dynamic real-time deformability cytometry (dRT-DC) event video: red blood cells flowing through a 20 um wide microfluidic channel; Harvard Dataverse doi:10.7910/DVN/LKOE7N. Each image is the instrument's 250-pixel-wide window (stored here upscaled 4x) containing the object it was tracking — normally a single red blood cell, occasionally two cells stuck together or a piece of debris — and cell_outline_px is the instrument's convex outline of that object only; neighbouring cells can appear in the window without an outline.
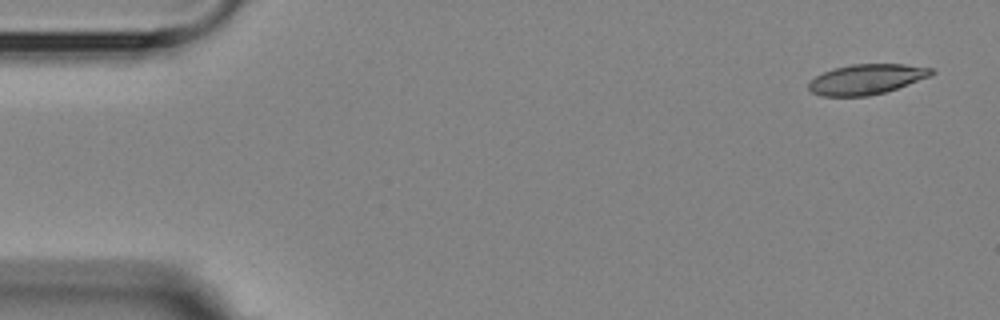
{"species": "Egyptian fruit bat (a non-hibernating species)", "species_latin": "Rousettus aegyptiacus", "temperature_condition": "room temperature", "stored_images_in_passage": 5, "camera_frame_rate_fps": 3000, "um_per_image_px": 0.085, "animal": {"sex": "female"}, "frame": {"image": 1, "passage_image": 1, "time_ms": 0.0, "image_size_px": [1000, 320], "cell_outline_px": [[936, 72], [928, 76], [908, 84], [884, 92], [868, 96], [820, 96], [812, 92], [808, 88], [808, 84], [816, 76], [824, 72], [836, 68], [852, 64], [904, 64], [932, 68]], "centroid_in_image_um": [73.64, 6.74], "position_along_channel_um": 11.4, "area_um2": 21.27}}